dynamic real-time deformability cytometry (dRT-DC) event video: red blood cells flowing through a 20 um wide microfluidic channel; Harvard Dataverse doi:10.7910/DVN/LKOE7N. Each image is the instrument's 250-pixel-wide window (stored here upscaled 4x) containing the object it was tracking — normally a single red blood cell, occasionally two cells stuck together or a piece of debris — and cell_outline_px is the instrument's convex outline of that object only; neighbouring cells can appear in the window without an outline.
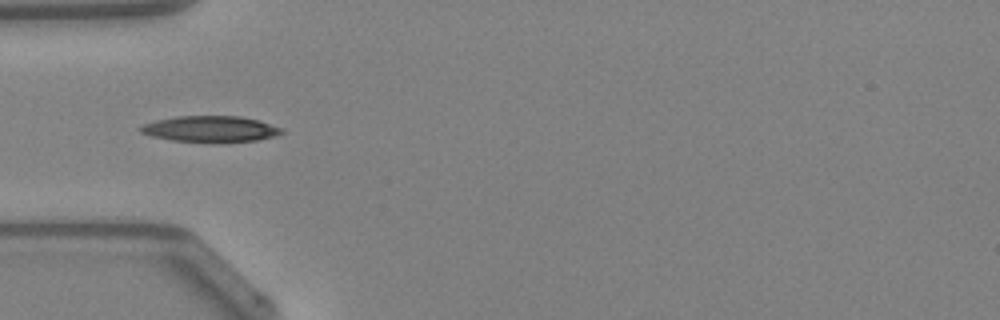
{"species": "Egyptian fruit bat (a non-hibernating species)", "species_latin": "Rousettus aegyptiacus", "temperature_condition": "warm", "stored_images_in_passage": 16, "camera_frame_rate_fps": 3000, "um_per_image_px": 0.085, "animal": {"sex": "female"}, "frame": {"image": 1, "passage_image": 3, "time_ms": 0.667, "image_size_px": [1000, 320], "cell_outline_px": [[284, 132], [272, 136], [256, 140], [216, 144], [172, 140], [152, 136], [140, 132], [136, 128], [144, 124], [156, 120], [176, 116], [240, 116], [260, 120], [280, 128]], "centroid_in_image_um": [17.85, 10.98], "position_along_channel_um": 67.2, "area_um2": 21.79}}